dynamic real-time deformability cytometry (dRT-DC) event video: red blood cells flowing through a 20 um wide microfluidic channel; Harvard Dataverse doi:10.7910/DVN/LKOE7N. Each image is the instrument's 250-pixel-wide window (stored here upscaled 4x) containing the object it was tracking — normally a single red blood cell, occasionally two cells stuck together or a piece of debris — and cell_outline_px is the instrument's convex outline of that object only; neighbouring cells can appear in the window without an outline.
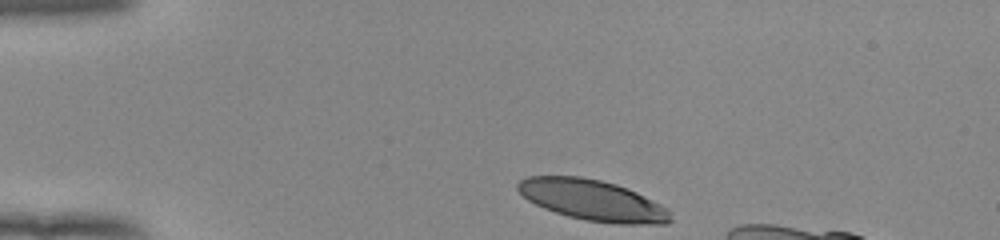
{"species": "human", "species_latin": "Homo sapiens", "temperature_condition": "room temperature", "stored_images_in_passage": 35, "camera_frame_rate_fps": 3000, "um_per_image_px": 0.085, "donor": {"sex": "female"}, "frame": {"image": 1, "passage_image": 1, "time_ms": 0.0, "image_size_px": [1000, 240], "cell_outline_px": [[672, 220], [668, 224], [616, 224], [584, 220], [568, 216], [544, 208], [528, 200], [516, 188], [516, 184], [520, 180], [528, 176], [580, 176], [600, 180], [616, 184], [636, 192], [668, 208]], "centroid_in_image_um": [50.38, 17.02], "position_along_channel_um": 34.6, "area_um2": 36.24}}
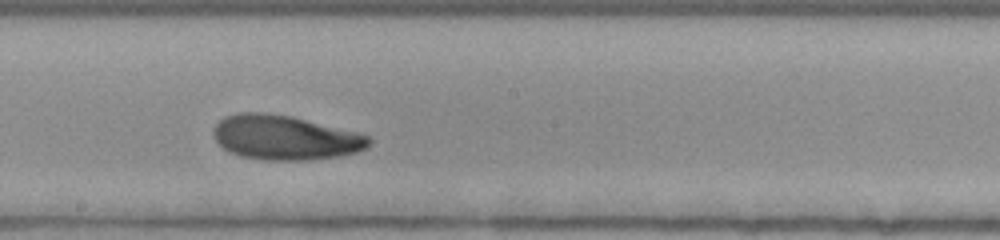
{"frame": {"image": 2, "passage_image": 20, "time_ms": 6.333, "image_size_px": [1000, 240], "cell_outline_px": [[372, 140], [368, 148], [356, 152], [336, 156], [308, 160], [264, 160], [240, 156], [228, 152], [216, 140], [212, 132], [216, 124], [224, 116], [240, 112], [264, 112], [292, 116], [360, 132], [368, 136]], "centroid_in_image_um": [24.23, 11.68], "position_along_channel_um": 224.0, "area_um2": 40.63}}
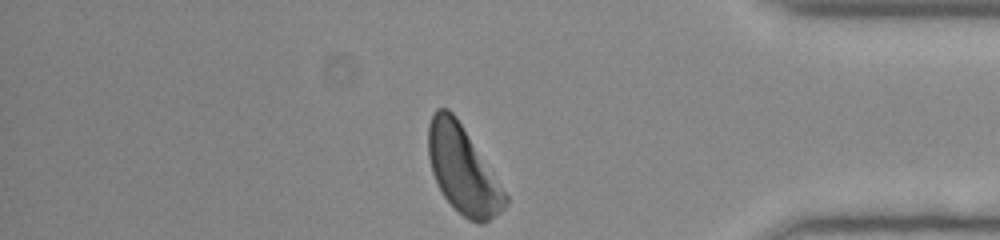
{"frame": {"image": 3, "passage_image": 35, "time_ms": 11.333, "image_size_px": [1000, 240], "cell_outline_px": [[508, 204], [500, 212], [488, 220], [480, 224], [476, 224], [468, 220], [444, 196], [432, 172], [428, 156], [428, 124], [432, 112], [436, 108], [448, 108], [456, 116], [508, 196]], "centroid_in_image_um": [39.32, 14.41], "position_along_channel_um": 395.9, "area_um2": 38.61}, "authors_computed_cell_mechanics": {"area_um2": 39.304, "velocity_mm_per_s": 3.9022, "shape_relaxation_time_tau1_ms": 3.7232, "shape_relaxation_time_tau2_ms": 2.8887, "deformation_change_tau1": 0.1609, "deformation_change_tau2": 0.0918}}